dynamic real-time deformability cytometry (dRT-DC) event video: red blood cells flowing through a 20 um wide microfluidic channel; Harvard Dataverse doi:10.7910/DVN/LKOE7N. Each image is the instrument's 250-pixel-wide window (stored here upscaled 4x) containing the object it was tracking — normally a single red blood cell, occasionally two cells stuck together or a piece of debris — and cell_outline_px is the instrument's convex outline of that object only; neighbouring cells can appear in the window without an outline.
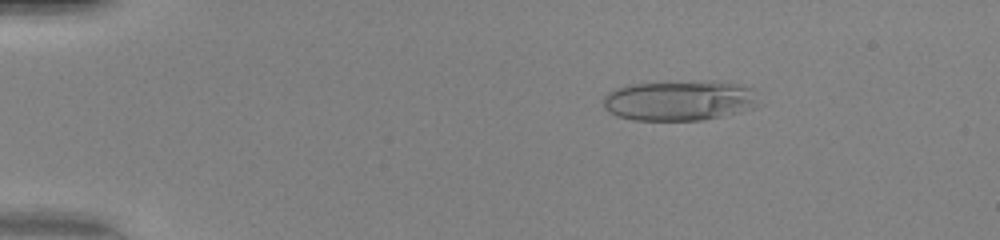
{"species": "human", "species_latin": "Homo sapiens", "temperature_condition": "warm", "stored_images_in_passage": 50, "camera_frame_rate_fps": 3000, "um_per_image_px": 0.085, "donor": {"sex": "female"}, "frame": {"image": 1, "passage_image": 9, "time_ms": 2.667, "image_size_px": [1000, 240], "cell_outline_px": [[764, 104], [756, 108], [704, 120], [632, 120], [616, 116], [608, 112], [604, 108], [604, 96], [608, 92], [616, 88], [628, 84], [668, 80], [716, 80], [740, 84], [752, 88]], "centroid_in_image_um": [57.81, 8.51], "position_along_channel_um": 27.2, "area_um2": 37.97}}
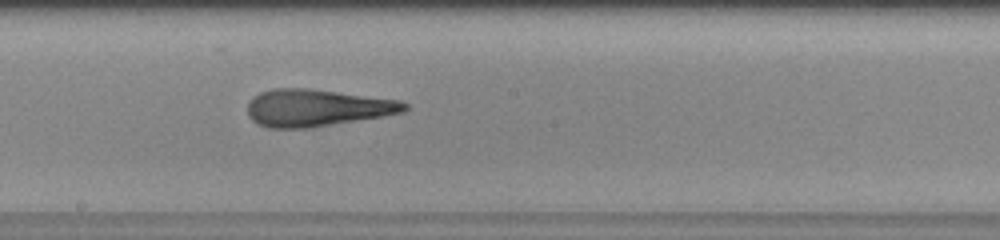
{"frame": {"image": 2, "passage_image": 29, "time_ms": 9.333, "image_size_px": [1000, 240], "cell_outline_px": [[408, 108], [404, 112], [384, 116], [304, 128], [268, 128], [256, 124], [248, 116], [248, 100], [252, 96], [260, 92], [272, 88], [308, 88], [400, 100], [408, 104]], "centroid_in_image_um": [26.89, 9.15], "position_along_channel_um": 221.3, "area_um2": 33.99}}
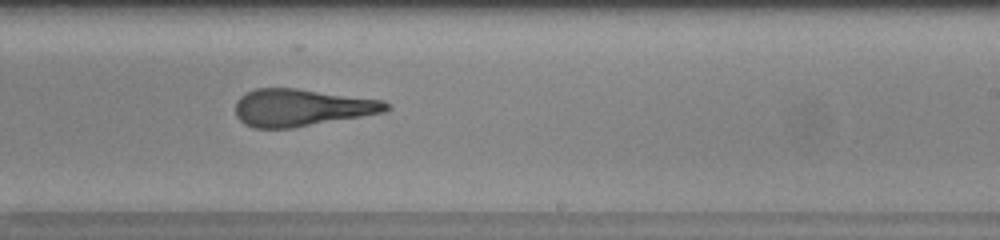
{"frame": {"image": 3, "passage_image": 32, "time_ms": 10.333, "image_size_px": [1000, 240], "cell_outline_px": [[392, 108], [388, 112], [292, 128], [256, 128], [244, 124], [236, 116], [236, 100], [240, 96], [256, 88], [296, 88], [384, 100]], "centroid_in_image_um": [25.66, 9.15], "position_along_channel_um": 263.3, "area_um2": 32.89}, "authors_computed_cell_mechanics": {"area_um2": 34.0442, "velocity_mm_per_s": 4.2288, "shape_relaxation_time_tau1_ms": 7.8679, "shape_relaxation_time_tau2_ms": 1.7751, "deformation_change_tau1": 0.3425, "deformation_change_tau2": 0.1468}}